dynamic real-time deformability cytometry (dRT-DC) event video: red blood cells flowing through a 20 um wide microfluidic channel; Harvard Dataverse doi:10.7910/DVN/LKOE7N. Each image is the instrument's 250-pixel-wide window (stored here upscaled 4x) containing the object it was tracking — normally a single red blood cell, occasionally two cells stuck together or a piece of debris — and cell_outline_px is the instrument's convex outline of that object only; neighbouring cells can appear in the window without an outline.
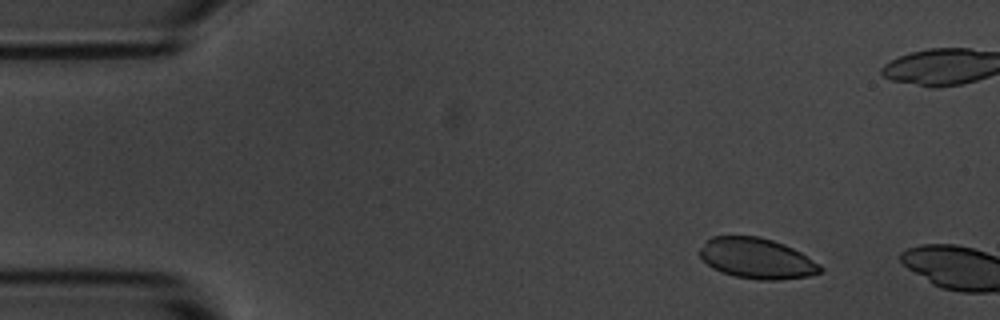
{"species": "common noctule bat (a hibernating species)", "species_latin": "Nyctalus noctula", "temperature_condition": "room temperature", "stored_images_in_passage": 4, "camera_frame_rate_fps": 3000, "um_per_image_px": 0.085, "animal": {"sex": "male", "body_mass_g": 20.1, "forearm_length_mm": 53.5}, "frame": {"image": 1, "passage_image": 2, "time_ms": 1.0, "image_size_px": [1000, 320], "cell_outline_px": [[824, 272], [808, 276], [776, 280], [760, 280], [736, 276], [712, 268], [696, 252], [704, 240], [712, 236], [756, 236], [772, 240], [784, 244], [800, 252], [820, 264], [824, 268]], "centroid_in_image_um": [64.31, 21.95], "position_along_channel_um": 20.7, "area_um2": 28.61}}